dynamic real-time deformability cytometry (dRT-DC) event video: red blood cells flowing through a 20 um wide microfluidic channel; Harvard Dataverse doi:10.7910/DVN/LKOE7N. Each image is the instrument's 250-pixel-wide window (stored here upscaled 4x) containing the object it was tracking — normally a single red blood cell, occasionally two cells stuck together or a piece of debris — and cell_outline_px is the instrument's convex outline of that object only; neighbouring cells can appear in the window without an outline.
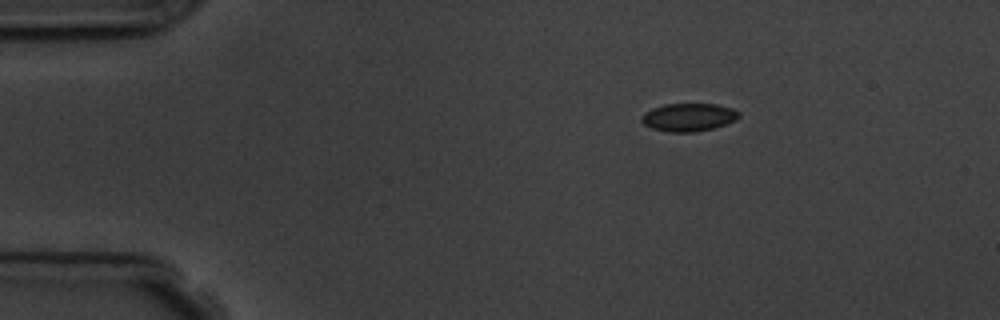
{"species": "common noctule bat (a hibernating species)", "species_latin": "Nyctalus noctula", "temperature_condition": "room temperature", "stored_images_in_passage": 3, "camera_frame_rate_fps": 3000, "um_per_image_px": 0.085, "animal": {"sex": "male", "body_mass_g": 19.5, "forearm_length_mm": 54.6}, "frame": {"image": 1, "passage_image": 1, "time_ms": 0.0, "image_size_px": [1000, 320], "cell_outline_px": [[740, 116], [736, 120], [712, 128], [696, 132], [668, 132], [652, 128], [644, 124], [640, 120], [640, 116], [644, 112], [652, 108], [664, 104], [716, 104], [732, 108], [740, 112]], "centroid_in_image_um": [58.51, 9.96], "position_along_channel_um": 26.5, "area_um2": 15.95}}